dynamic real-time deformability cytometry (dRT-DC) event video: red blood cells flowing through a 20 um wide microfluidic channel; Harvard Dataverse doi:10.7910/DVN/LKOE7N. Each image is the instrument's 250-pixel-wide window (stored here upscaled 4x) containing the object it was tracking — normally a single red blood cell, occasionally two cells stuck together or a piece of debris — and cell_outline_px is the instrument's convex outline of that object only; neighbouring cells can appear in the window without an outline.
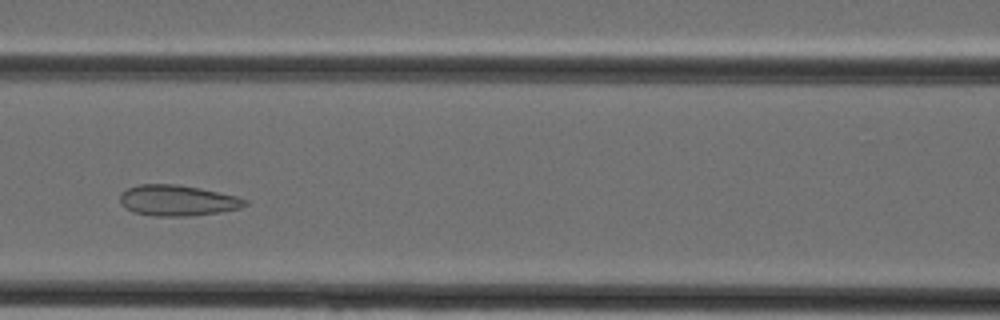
{"species": "Egyptian fruit bat (a non-hibernating species)", "species_latin": "Rousettus aegyptiacus", "temperature_condition": "cold", "stored_images_in_passage": 37, "camera_frame_rate_fps": 3000, "um_per_image_px": 0.085, "animal": {"sex": "female"}, "frame": {"image": 1, "passage_image": 14, "time_ms": 4.333, "image_size_px": [1000, 320], "cell_outline_px": [[248, 204], [240, 208], [220, 212], [188, 216], [156, 216], [132, 212], [120, 204], [120, 192], [128, 188], [140, 184], [176, 184], [200, 188], [236, 196], [248, 200]], "centroid_in_image_um": [15.07, 17.04], "position_along_channel_um": 151.5, "area_um2": 22.48}}
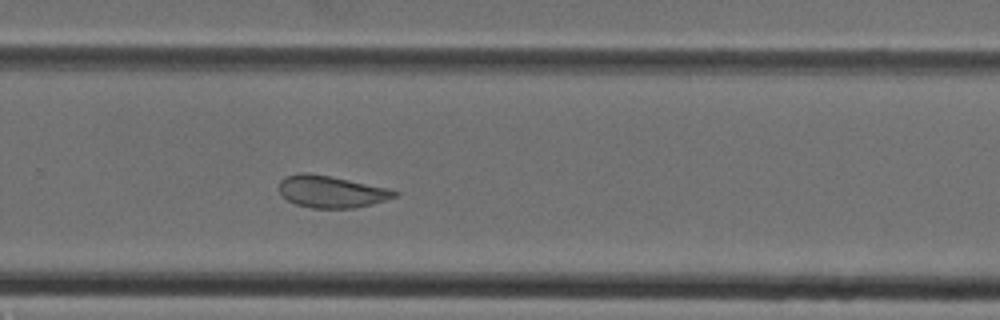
{"frame": {"image": 2, "passage_image": 23, "time_ms": 7.333, "image_size_px": [1000, 320], "cell_outline_px": [[400, 192], [396, 196], [372, 204], [352, 208], [312, 208], [296, 204], [288, 200], [280, 192], [280, 180], [284, 176], [304, 172], [308, 172], [388, 188]], "centroid_in_image_um": [28.14, 16.29], "position_along_channel_um": 301.7, "area_um2": 21.21}}
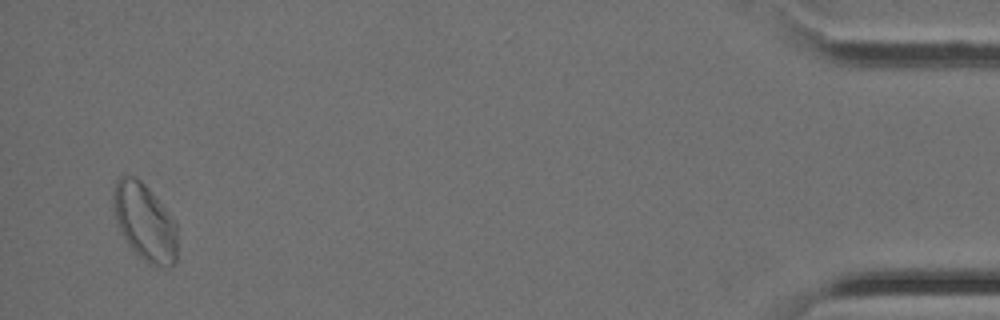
{"frame": {"image": 3, "passage_image": 35, "time_ms": 11.333, "image_size_px": [1000, 320], "cell_outline_px": [[176, 264], [168, 268], [164, 268], [148, 264], [128, 244], [116, 220], [112, 204], [112, 192], [116, 180], [120, 176], [132, 176], [140, 180], [144, 184], [176, 220]], "centroid_in_image_um": [12.31, 18.89], "position_along_channel_um": 422.9, "area_um2": 28.78}}